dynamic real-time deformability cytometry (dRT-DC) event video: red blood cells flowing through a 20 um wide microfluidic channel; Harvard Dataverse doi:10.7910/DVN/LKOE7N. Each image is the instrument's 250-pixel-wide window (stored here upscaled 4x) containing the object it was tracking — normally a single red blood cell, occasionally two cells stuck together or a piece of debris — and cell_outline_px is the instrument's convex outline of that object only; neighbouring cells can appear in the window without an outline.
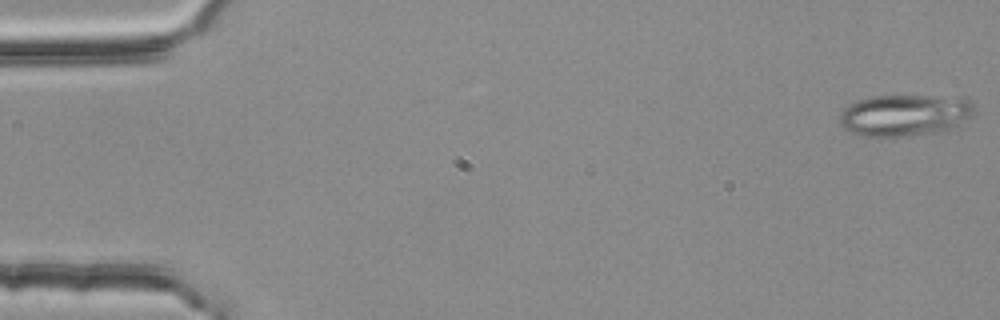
{"species": "common noctule bat (a hibernating species)", "species_latin": "Nyctalus noctula", "temperature_condition": "room temperature", "stored_images_in_passage": 54, "segment_of_instrument_passage": [1, 2], "camera_frame_rate_fps": 3000, "um_per_image_px": 0.085, "animal": {"sex": "female", "body_mass_g": 25.1}, "frame": {"image": 1, "passage_image": 1, "time_ms": 0.0, "image_size_px": [1000, 320], "cell_outline_px": [[976, 112], [952, 128], [928, 132], [896, 136], [860, 136], [848, 132], [840, 124], [840, 112], [848, 104], [856, 100], [868, 96], [928, 96], [972, 100], [976, 108]], "centroid_in_image_um": [76.83, 9.77], "position_along_channel_um": 8.2, "area_um2": 32.31}}